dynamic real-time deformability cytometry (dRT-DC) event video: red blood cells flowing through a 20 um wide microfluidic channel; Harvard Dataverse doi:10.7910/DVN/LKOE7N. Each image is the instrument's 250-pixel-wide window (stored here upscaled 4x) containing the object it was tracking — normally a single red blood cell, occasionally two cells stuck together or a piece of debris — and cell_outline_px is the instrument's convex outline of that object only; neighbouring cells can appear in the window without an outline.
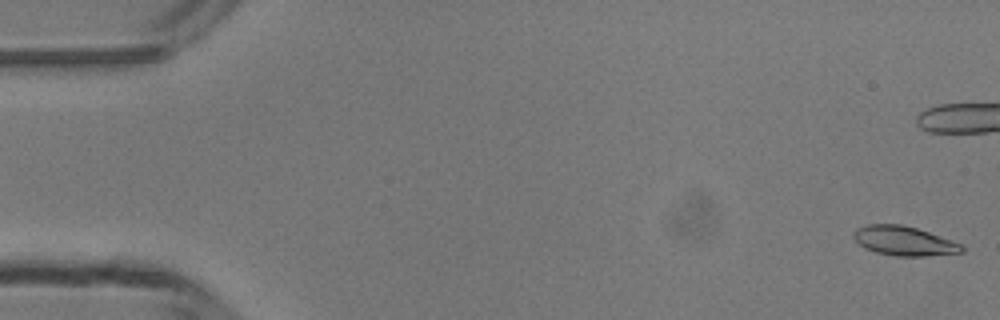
{"species": "common noctule bat (a hibernating species)", "species_latin": "Nyctalus noctula", "temperature_condition": "room temperature", "stored_images_in_passage": 50, "camera_frame_rate_fps": 3000, "um_per_image_px": 0.085, "animal": {"sex": "male", "body_mass_g": 13.3}, "frame": {"image": 1, "passage_image": 1, "time_ms": 0.0, "image_size_px": [1000, 320], "cell_outline_px": [[964, 252], [924, 256], [896, 256], [876, 252], [864, 248], [852, 236], [852, 232], [856, 228], [868, 224], [900, 224], [916, 228], [928, 232], [960, 244], [964, 248]], "centroid_in_image_um": [76.79, 20.47], "position_along_channel_um": 8.2, "area_um2": 18.32}}
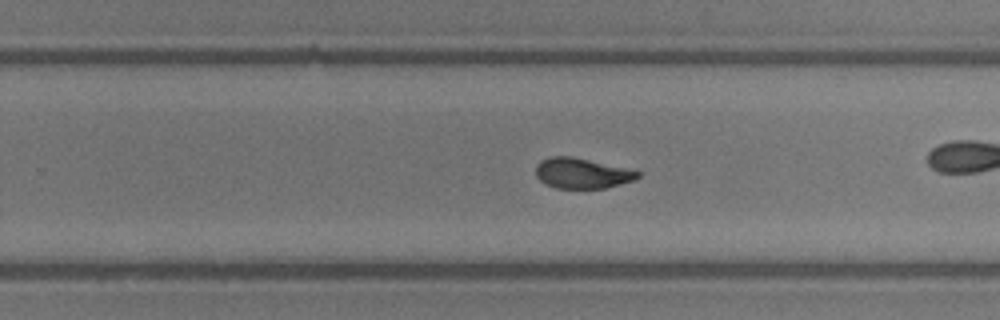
{"frame": {"image": 2, "passage_image": 31, "time_ms": 10.0, "image_size_px": [1000, 320], "cell_outline_px": [[640, 176], [632, 180], [620, 184], [604, 188], [556, 188], [544, 184], [536, 176], [536, 164], [540, 160], [552, 156], [572, 156], [624, 168], [640, 172]], "centroid_in_image_um": [49.4, 14.72], "position_along_channel_um": 280.4, "area_um2": 17.86}}
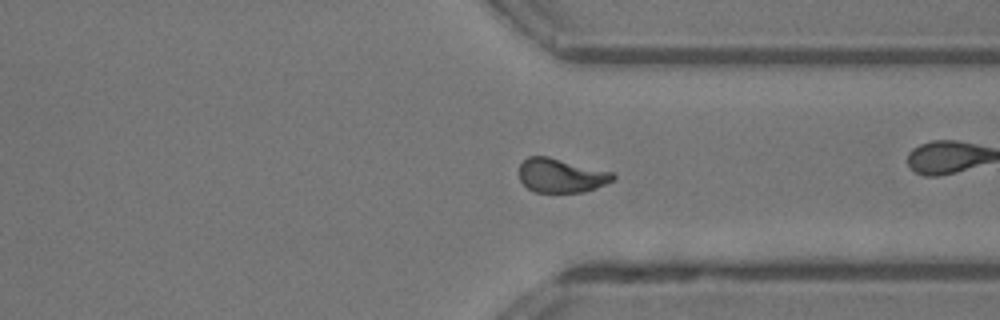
{"frame": {"image": 3, "passage_image": 37, "time_ms": 12.0, "image_size_px": [1000, 320], "cell_outline_px": [[616, 176], [612, 180], [596, 188], [584, 192], [536, 192], [528, 188], [520, 180], [520, 164], [528, 156], [548, 156], [612, 172]], "centroid_in_image_um": [47.68, 14.91], "position_along_channel_um": 363.7, "area_um2": 18.44}, "authors_computed_cell_mechanics": {"area_um2": 18.7272, "velocity_mm_per_s": 4.172, "shape_relaxation_time_tau1_ms": 5.2702, "shape_relaxation_time_tau2_ms": 1.2765, "deformation_change_tau1": 0.2049, "deformation_change_tau2": 0.0701}}